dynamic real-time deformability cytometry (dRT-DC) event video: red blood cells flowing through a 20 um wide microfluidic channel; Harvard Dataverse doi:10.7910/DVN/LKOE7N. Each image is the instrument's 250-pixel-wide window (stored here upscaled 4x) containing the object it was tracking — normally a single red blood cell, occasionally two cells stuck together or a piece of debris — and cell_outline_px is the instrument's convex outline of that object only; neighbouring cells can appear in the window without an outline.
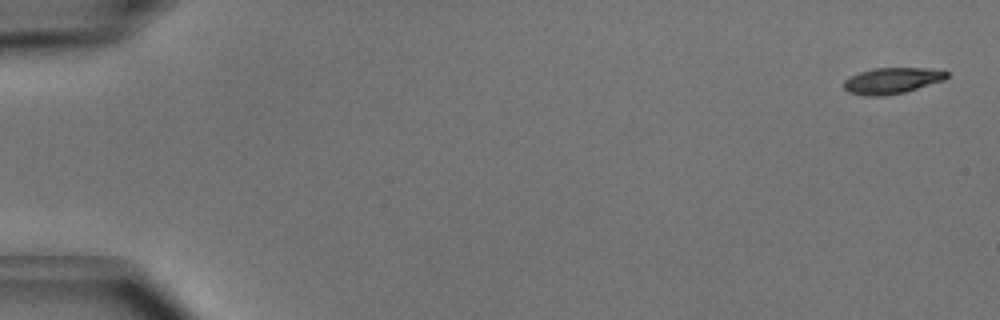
{"species": "common noctule bat (a hibernating species)", "species_latin": "Nyctalus noctula", "temperature_condition": "cold", "stored_images_in_passage": 4, "camera_frame_rate_fps": 3000, "um_per_image_px": 0.085, "animal": {"sex": "male", "body_mass_g": 15.6}, "frame": {"image": 1, "passage_image": 1, "time_ms": 0.0, "image_size_px": [1000, 320], "cell_outline_px": [[948, 76], [944, 80], [904, 92], [884, 96], [864, 96], [848, 92], [844, 88], [844, 80], [860, 72], [872, 68], [928, 68], [948, 72]], "centroid_in_image_um": [75.8, 6.86], "position_along_channel_um": 9.2, "area_um2": 15.55}}